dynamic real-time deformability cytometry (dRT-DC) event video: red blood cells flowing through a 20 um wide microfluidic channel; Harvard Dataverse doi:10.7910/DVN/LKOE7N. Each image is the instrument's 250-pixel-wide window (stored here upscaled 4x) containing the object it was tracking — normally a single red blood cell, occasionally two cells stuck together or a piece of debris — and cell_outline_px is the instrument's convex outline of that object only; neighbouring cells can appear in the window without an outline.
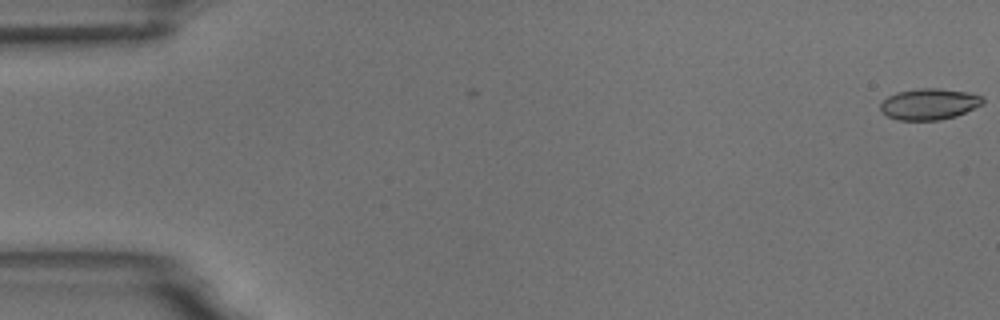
{"species": "common noctule bat (a hibernating species)", "species_latin": "Nyctalus noctula", "temperature_condition": "room temperature", "stored_images_in_passage": 10, "camera_frame_rate_fps": 3000, "um_per_image_px": 0.085, "animal": {"sex": "male", "body_mass_g": 18.8}, "frame": {"image": 1, "passage_image": 1, "time_ms": 0.0, "image_size_px": [1000, 320], "cell_outline_px": [[984, 104], [956, 116], [940, 120], [896, 120], [880, 112], [880, 104], [888, 96], [896, 92], [916, 88], [940, 88], [968, 92], [980, 96], [984, 100]], "centroid_in_image_um": [78.96, 8.84], "position_along_channel_um": 6.0, "area_um2": 18.79}}
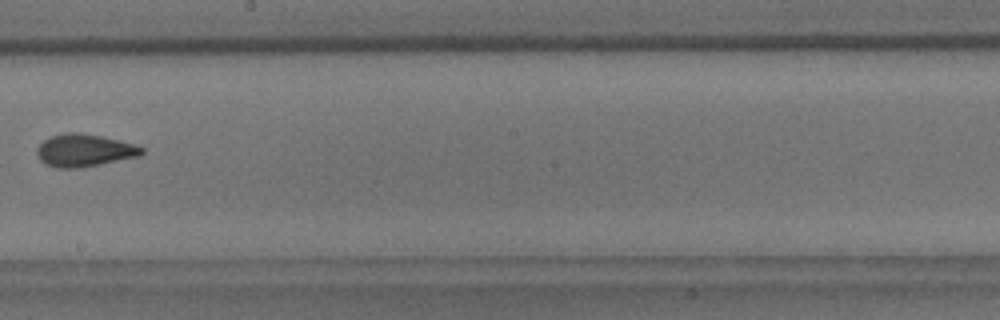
{"frame": {"image": 2, "passage_image": 9, "time_ms": 10.333, "image_size_px": [1000, 320], "cell_outline_px": [[144, 152], [140, 156], [80, 168], [56, 168], [44, 164], [40, 160], [36, 152], [36, 148], [44, 140], [52, 136], [68, 132], [80, 132], [100, 136], [136, 144], [144, 148]], "centroid_in_image_um": [7.16, 12.79], "position_along_channel_um": 241.0, "area_um2": 19.94}}
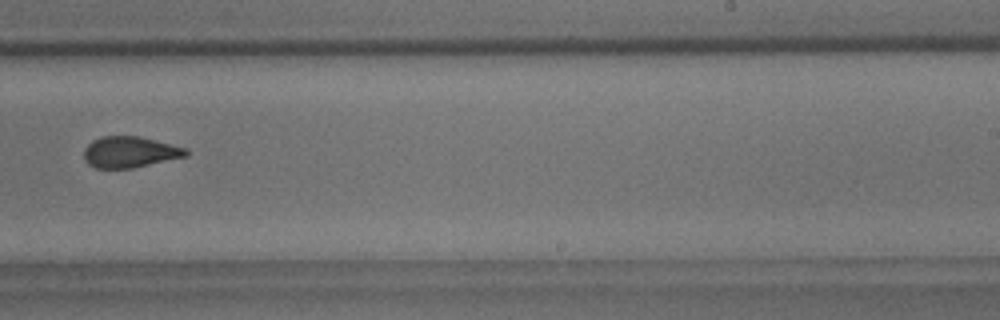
{"frame": {"image": 3, "passage_image": 10, "time_ms": 11.333, "image_size_px": [1000, 320], "cell_outline_px": [[188, 156], [132, 168], [96, 168], [88, 164], [84, 160], [84, 148], [92, 140], [100, 136], [136, 136], [188, 148]], "centroid_in_image_um": [11.02, 12.92], "position_along_channel_um": 278.0, "area_um2": 18.5}}